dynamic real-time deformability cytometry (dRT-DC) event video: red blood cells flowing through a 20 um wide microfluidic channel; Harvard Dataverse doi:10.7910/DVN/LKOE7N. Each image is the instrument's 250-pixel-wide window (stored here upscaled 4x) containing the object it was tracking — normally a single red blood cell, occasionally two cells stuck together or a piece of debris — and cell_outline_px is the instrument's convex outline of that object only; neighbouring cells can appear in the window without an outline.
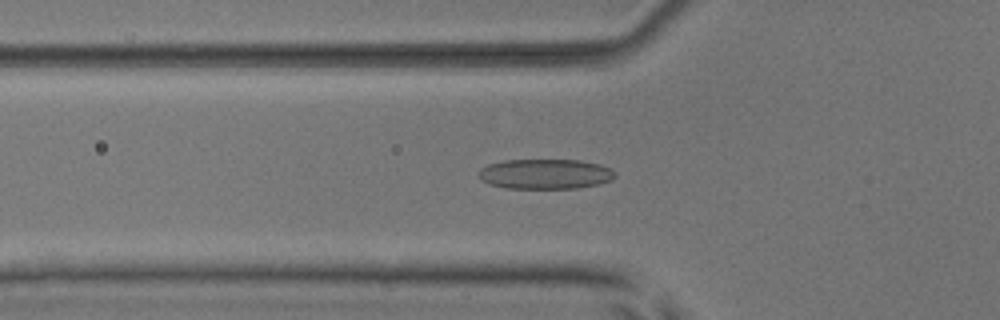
{"species": "common noctule bat (a hibernating species)", "species_latin": "Nyctalus noctula", "temperature_condition": "room temperature", "stored_images_in_passage": 52, "camera_frame_rate_fps": 3000, "um_per_image_px": 0.085, "animal": {"sex": "male", "body_mass_g": 17.9, "forearm_length_mm": 54.2}, "frame": {"image": 1, "passage_image": 18, "time_ms": 5.667, "image_size_px": [1000, 320], "cell_outline_px": [[616, 176], [612, 180], [600, 184], [576, 188], [504, 188], [488, 184], [480, 180], [476, 176], [476, 172], [480, 168], [488, 164], [504, 160], [580, 160], [600, 164], [612, 168], [616, 172]], "centroid_in_image_um": [46.32, 14.79], "position_along_channel_um": 79.5, "area_um2": 24.33}}
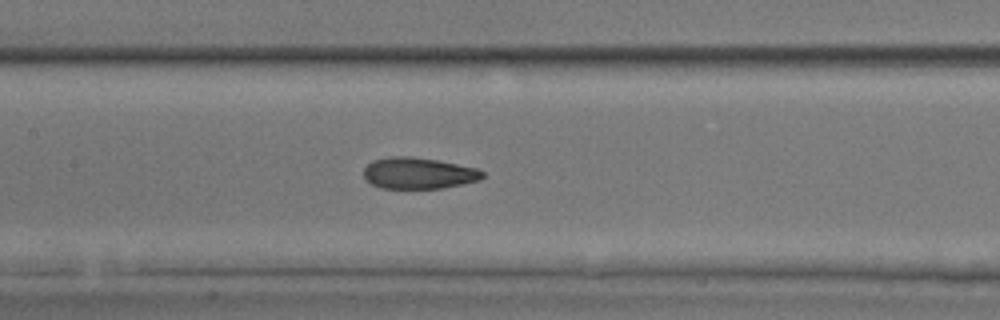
{"frame": {"image": 2, "passage_image": 25, "time_ms": 8.0, "image_size_px": [1000, 320], "cell_outline_px": [[484, 176], [480, 180], [440, 188], [380, 188], [364, 180], [364, 168], [372, 160], [388, 156], [408, 156], [436, 160], [476, 168], [484, 172]], "centroid_in_image_um": [35.52, 14.72], "position_along_channel_um": 171.9, "area_um2": 21.62}}
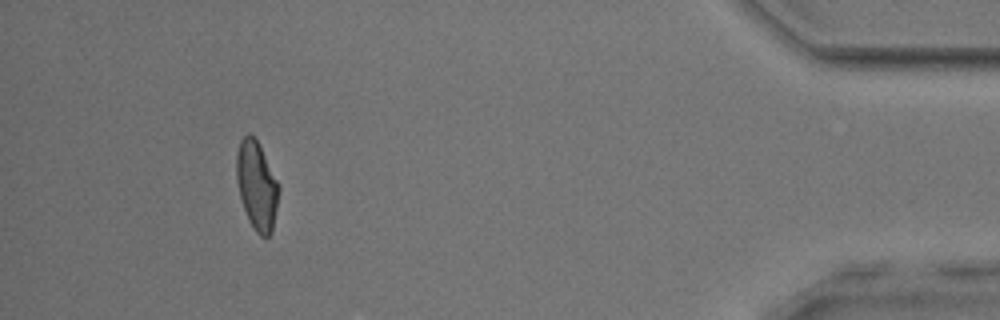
{"frame": {"image": 3, "passage_image": 48, "time_ms": 15.667, "image_size_px": [1000, 320], "cell_outline_px": [[280, 188], [272, 232], [268, 236], [260, 236], [256, 232], [248, 220], [240, 196], [236, 180], [236, 156], [240, 140], [248, 132], [256, 140], [280, 184]], "centroid_in_image_um": [21.82, 15.78], "position_along_channel_um": 413.4, "area_um2": 21.73}, "authors_computed_cell_mechanics": {"area_um2": 22.5131, "velocity_mm_per_s": 3.945, "shape_relaxation_time_tau1_ms": 6.3606, "shape_relaxation_time_tau2_ms": 1.7773, "deformation_change_tau1": 0.2006, "deformation_change_tau2": 0.0906}}